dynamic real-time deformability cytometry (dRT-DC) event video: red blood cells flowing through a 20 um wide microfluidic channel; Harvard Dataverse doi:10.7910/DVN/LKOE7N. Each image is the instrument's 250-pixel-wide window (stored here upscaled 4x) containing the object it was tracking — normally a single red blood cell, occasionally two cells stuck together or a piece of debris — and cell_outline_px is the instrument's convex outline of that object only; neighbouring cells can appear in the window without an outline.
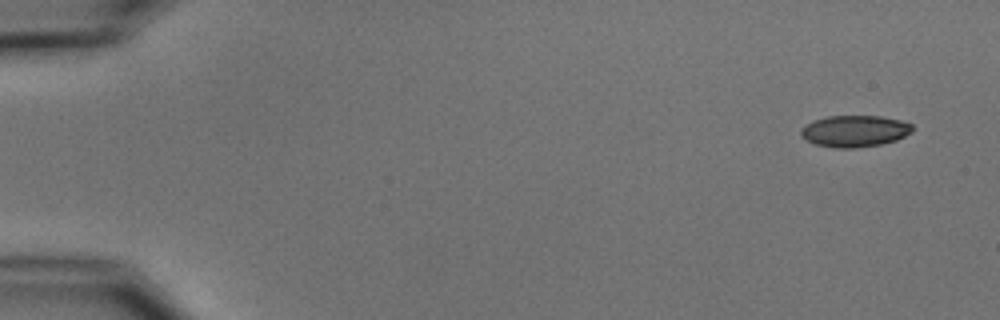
{"species": "common noctule bat (a hibernating species)", "species_latin": "Nyctalus noctula", "temperature_condition": "cold", "stored_images_in_passage": 5, "camera_frame_rate_fps": 3000, "um_per_image_px": 0.085, "animal": {"sex": "male", "body_mass_g": 15.6}, "frame": {"image": 1, "passage_image": 1, "time_ms": 0.0, "image_size_px": [1000, 320], "cell_outline_px": [[912, 132], [896, 140], [880, 144], [856, 148], [832, 148], [816, 144], [800, 136], [800, 128], [812, 120], [828, 116], [880, 116], [900, 120], [912, 124]], "centroid_in_image_um": [72.61, 11.14], "position_along_channel_um": 12.4, "area_um2": 20.58}}
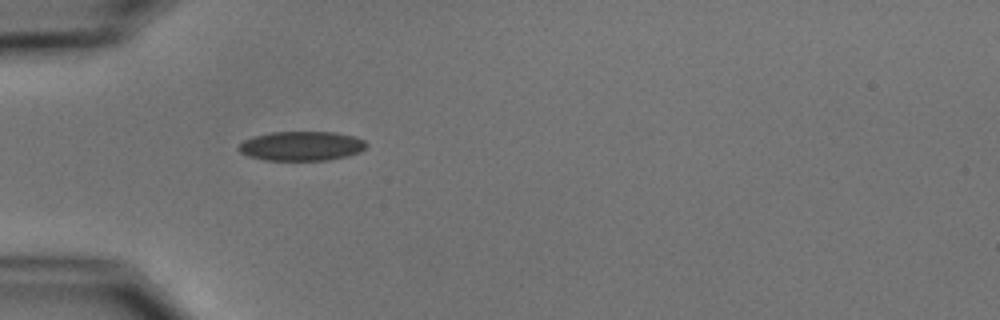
{"frame": {"image": 2, "passage_image": 5, "time_ms": 4.667, "image_size_px": [1000, 320], "cell_outline_px": [[368, 144], [360, 152], [348, 156], [328, 160], [264, 160], [248, 156], [240, 152], [236, 148], [244, 140], [252, 136], [272, 132], [336, 132], [356, 136], [364, 140]], "centroid_in_image_um": [25.63, 12.41], "position_along_channel_um": 59.4, "area_um2": 22.08}}